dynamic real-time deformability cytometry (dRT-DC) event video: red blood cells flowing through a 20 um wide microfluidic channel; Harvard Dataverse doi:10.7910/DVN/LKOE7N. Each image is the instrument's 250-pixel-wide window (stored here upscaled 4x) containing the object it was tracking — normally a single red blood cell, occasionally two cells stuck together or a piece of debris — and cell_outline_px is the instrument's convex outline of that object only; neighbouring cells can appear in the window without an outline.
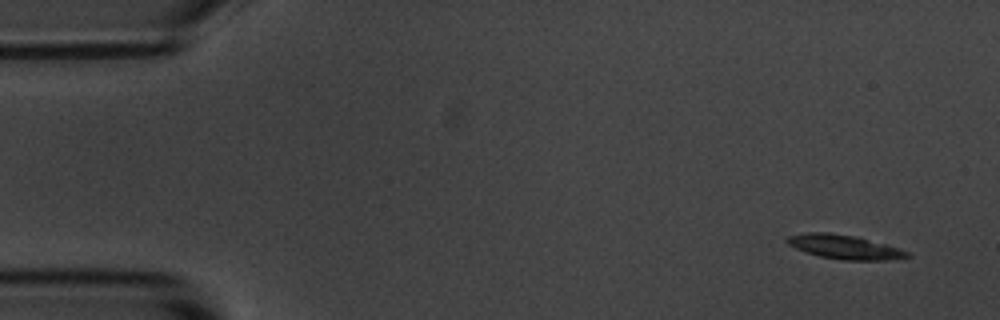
{"species": "common noctule bat (a hibernating species)", "species_latin": "Nyctalus noctula", "temperature_condition": "room temperature", "stored_images_in_passage": 10, "camera_frame_rate_fps": 3000, "um_per_image_px": 0.085, "animal": {"sex": "male", "body_mass_g": 20.1, "forearm_length_mm": 53.5}, "frame": {"image": 1, "passage_image": 1, "time_ms": 0.0, "image_size_px": [1000, 320], "cell_outline_px": [[912, 256], [884, 260], [844, 260], [820, 256], [796, 248], [788, 244], [784, 240], [788, 236], [808, 232], [828, 232], [856, 236], [888, 244], [908, 252]], "centroid_in_image_um": [71.78, 20.97], "position_along_channel_um": 13.2, "area_um2": 16.76}}
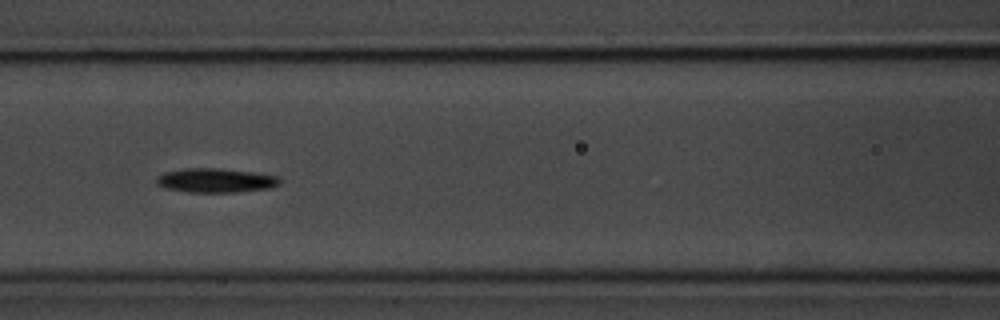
{"frame": {"image": 2, "passage_image": 7, "time_ms": 6.667, "image_size_px": [1000, 320], "cell_outline_px": [[280, 184], [268, 188], [236, 192], [188, 192], [168, 188], [156, 184], [156, 176], [164, 172], [188, 168], [220, 168], [252, 172], [276, 176], [280, 180]], "centroid_in_image_um": [18.3, 15.33], "position_along_channel_um": 148.3, "area_um2": 17.22}}
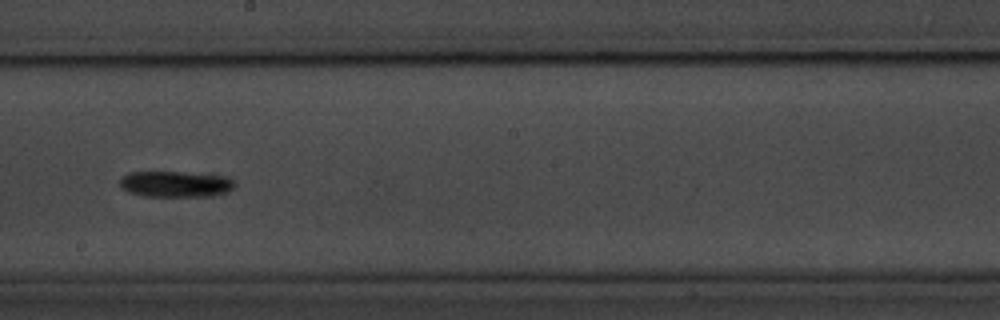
{"frame": {"image": 3, "passage_image": 9, "time_ms": 9.0, "image_size_px": [1000, 320], "cell_outline_px": [[236, 188], [228, 192], [212, 196], [144, 196], [128, 192], [120, 188], [120, 180], [128, 172], [184, 172], [228, 176], [236, 180]], "centroid_in_image_um": [14.99, 15.64], "position_along_channel_um": 233.2, "area_um2": 17.74}}